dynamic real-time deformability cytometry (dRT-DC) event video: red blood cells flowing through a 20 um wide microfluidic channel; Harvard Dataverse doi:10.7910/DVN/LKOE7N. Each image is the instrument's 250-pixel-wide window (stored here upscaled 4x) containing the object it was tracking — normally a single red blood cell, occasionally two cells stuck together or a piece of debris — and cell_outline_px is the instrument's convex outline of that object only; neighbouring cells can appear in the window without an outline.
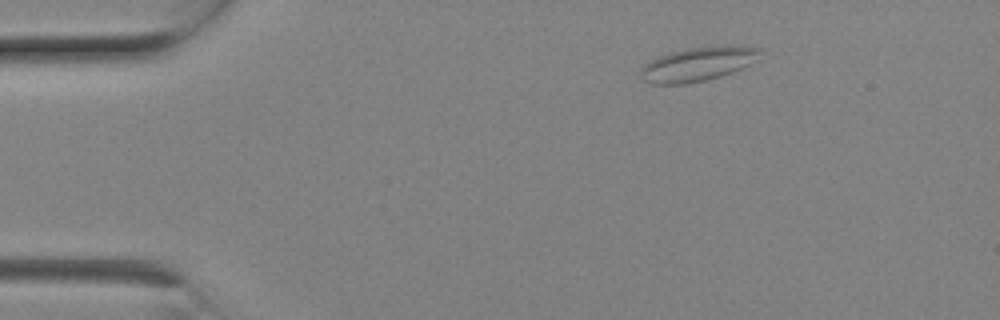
{"species": "Egyptian fruit bat (a non-hibernating species)", "species_latin": "Rousettus aegyptiacus", "temperature_condition": "room temperature", "stored_images_in_passage": 5, "camera_frame_rate_fps": 3000, "um_per_image_px": 0.085, "animal": {"sex": "female"}, "frame": {"image": 1, "passage_image": 1, "time_ms": 0.0, "image_size_px": [1000, 320], "cell_outline_px": [[760, 48], [748, 64], [732, 72], [720, 76], [688, 84], [652, 84], [644, 80], [640, 76], [640, 68], [644, 64], [668, 52], [688, 48], [724, 44], [732, 44]], "centroid_in_image_um": [59.23, 5.43], "position_along_channel_um": 25.8, "area_um2": 23.47}}